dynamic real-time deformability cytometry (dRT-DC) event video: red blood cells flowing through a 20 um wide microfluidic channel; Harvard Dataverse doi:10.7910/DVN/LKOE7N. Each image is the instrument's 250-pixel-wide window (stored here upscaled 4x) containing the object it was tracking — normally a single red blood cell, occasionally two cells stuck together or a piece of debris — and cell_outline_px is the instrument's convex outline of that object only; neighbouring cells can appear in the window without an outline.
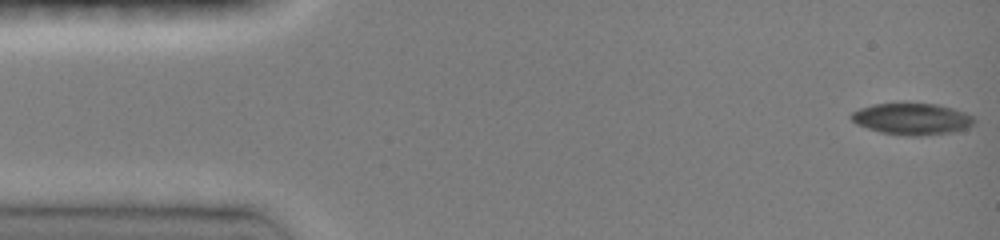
{"species": "common noctule bat (a hibernating species)", "species_latin": "Nyctalus noctula", "temperature_condition": "room temperature", "stored_images_in_passage": 48, "camera_frame_rate_fps": 3000, "um_per_image_px": 0.085, "animal": {"sex": "female", "body_mass_g": 19.0, "forearm_length_mm": 51.5}, "frame": {"image": 1, "passage_image": 1, "time_ms": 0.0, "image_size_px": [1000, 240], "cell_outline_px": [[976, 120], [972, 124], [964, 128], [952, 132], [920, 136], [908, 136], [880, 132], [856, 124], [848, 116], [852, 112], [860, 108], [872, 104], [936, 104], [952, 108], [964, 112], [972, 116]], "centroid_in_image_um": [77.48, 10.11], "position_along_channel_um": 7.5, "area_um2": 22.37}}
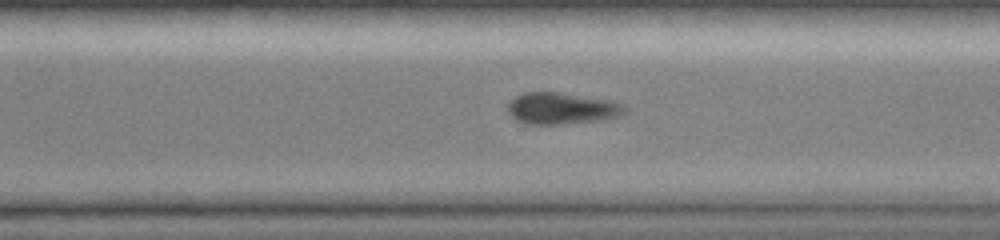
{"frame": {"image": 2, "passage_image": 33, "time_ms": 10.667, "image_size_px": [1000, 240], "cell_outline_px": [[628, 108], [624, 112], [616, 116], [604, 120], [560, 124], [528, 124], [516, 120], [508, 112], [508, 104], [516, 96], [524, 92], [556, 92], [612, 100], [624, 104]], "centroid_in_image_um": [47.76, 9.21], "position_along_channel_um": 322.8, "area_um2": 21.5}}
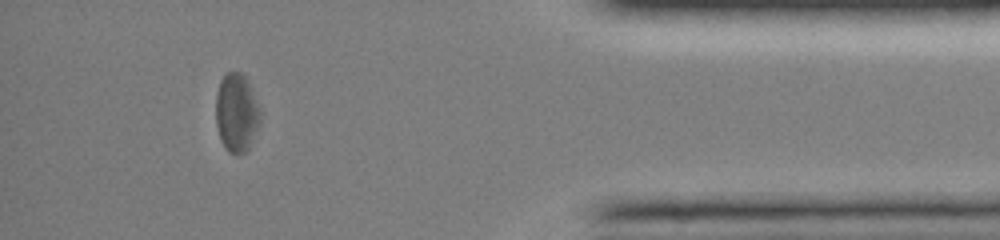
{"frame": {"image": 3, "passage_image": 42, "time_ms": 13.667, "image_size_px": [1000, 240], "cell_outline_px": [[260, 120], [248, 152], [240, 156], [228, 152], [220, 140], [216, 124], [216, 92], [220, 80], [228, 72], [240, 72], [248, 80], [260, 108]], "centroid_in_image_um": [20.1, 9.62], "position_along_channel_um": 415.1, "area_um2": 20.63}}